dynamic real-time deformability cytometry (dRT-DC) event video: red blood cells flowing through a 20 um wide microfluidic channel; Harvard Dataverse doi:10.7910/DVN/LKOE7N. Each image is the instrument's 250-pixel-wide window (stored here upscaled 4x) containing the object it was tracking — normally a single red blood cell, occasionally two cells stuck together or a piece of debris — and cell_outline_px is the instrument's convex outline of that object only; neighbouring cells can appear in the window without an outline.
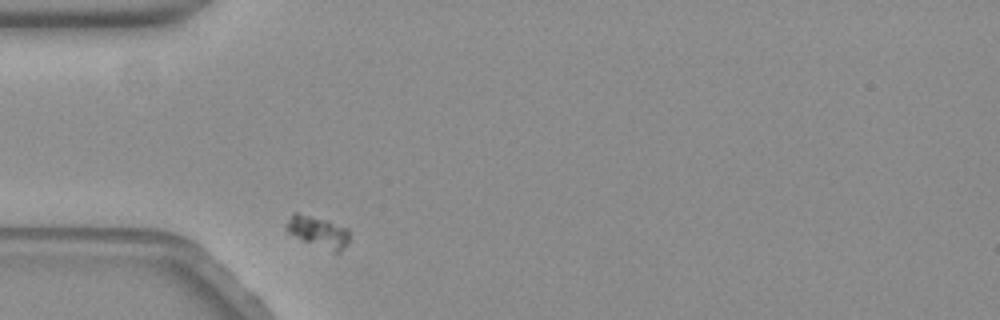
{"species": "common noctule bat (a hibernating species)", "species_latin": "Nyctalus noctula", "temperature_condition": "warm", "stored_images_in_passage": 37, "camera_frame_rate_fps": 3000, "um_per_image_px": 0.085, "animal": {"sex": "female", "body_mass_g": 19.3, "forearm_length_mm": 54.1}, "frame": {"image": 1, "passage_image": 1, "time_ms": 0.0, "image_size_px": [1000, 320], "cell_outline_px": [[348, 244], [340, 252], [332, 252], [304, 240], [288, 232], [284, 224], [292, 212], [296, 212], [328, 220], [348, 228]], "centroid_in_image_um": [27.04, 19.68], "position_along_channel_um": 58.0, "area_um2": 11.5}}
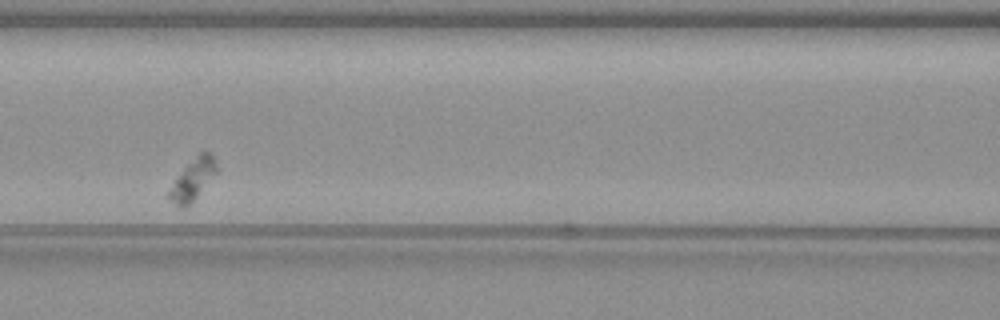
{"frame": {"image": 2, "passage_image": 11, "time_ms": 3.333, "image_size_px": [1000, 320], "cell_outline_px": [[216, 172], [196, 196], [184, 208], [180, 208], [168, 196], [168, 192], [184, 168], [200, 152], [208, 152], [212, 156], [216, 164]], "centroid_in_image_um": [16.38, 15.25], "position_along_channel_um": 150.2, "area_um2": 10.46}}
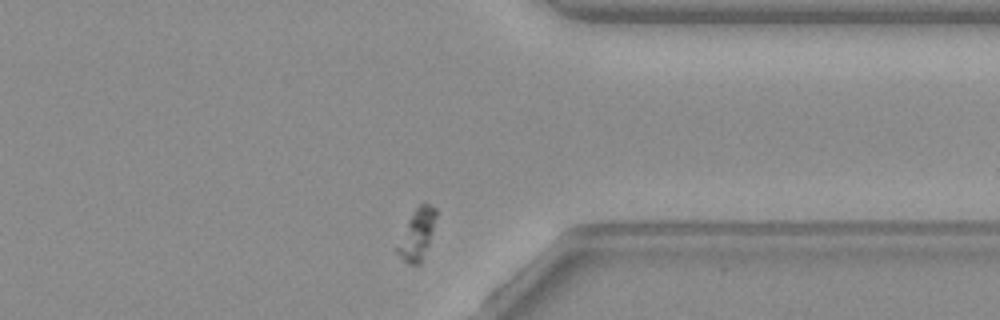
{"frame": {"image": 3, "passage_image": 34, "time_ms": 11.0, "image_size_px": [1000, 320], "cell_outline_px": [[436, 216], [428, 244], [420, 264], [408, 264], [396, 252], [396, 248], [408, 220], [416, 208], [424, 200], [436, 208]], "centroid_in_image_um": [35.45, 19.88], "position_along_channel_um": 376.0, "area_um2": 11.1}}